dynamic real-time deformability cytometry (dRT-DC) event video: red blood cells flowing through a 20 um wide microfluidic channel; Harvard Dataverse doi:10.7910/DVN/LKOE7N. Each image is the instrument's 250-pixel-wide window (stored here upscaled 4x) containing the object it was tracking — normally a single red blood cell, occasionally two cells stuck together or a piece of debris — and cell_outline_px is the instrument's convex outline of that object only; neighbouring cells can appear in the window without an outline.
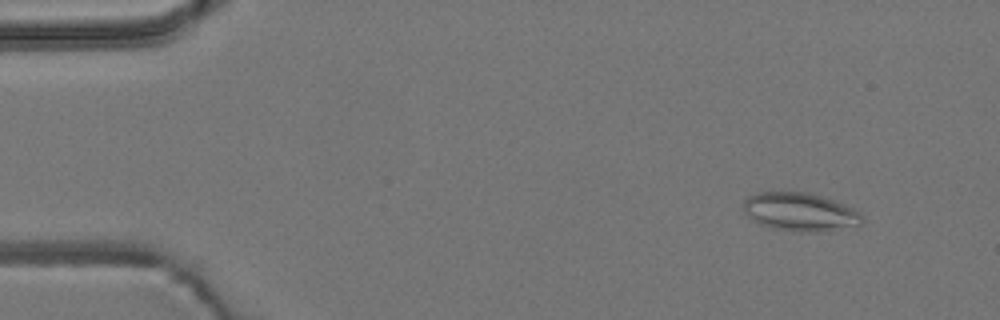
{"species": "common noctule bat (a hibernating species)", "species_latin": "Nyctalus noctula", "temperature_condition": "room temperature", "stored_images_in_passage": 53, "camera_frame_rate_fps": 3000, "um_per_image_px": 0.085, "animal": {"sex": "male", "body_mass_g": 19.2, "forearm_length_mm": 51.8}, "frame": {"image": 1, "passage_image": 5, "time_ms": 1.333, "image_size_px": [1000, 320], "cell_outline_px": [[864, 220], [860, 224], [816, 232], [792, 232], [772, 228], [760, 224], [752, 220], [744, 212], [744, 200], [748, 196], [756, 192], [812, 192], [836, 200], [860, 212], [864, 216]], "centroid_in_image_um": [67.99, 18.0], "position_along_channel_um": 17.0, "area_um2": 26.76}}
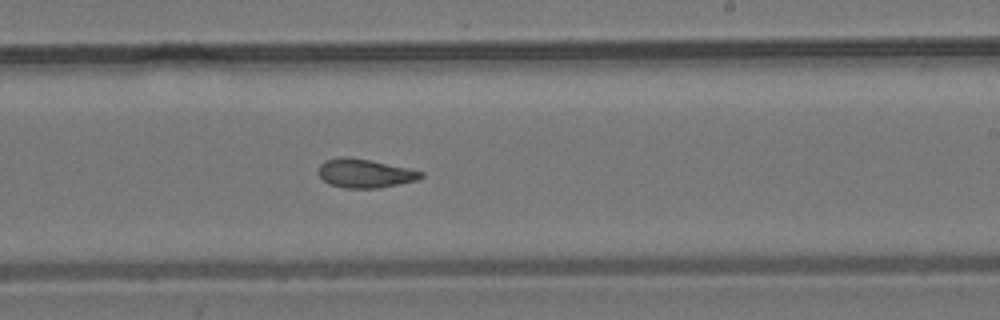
{"frame": {"image": 2, "passage_image": 32, "time_ms": 10.333, "image_size_px": [1000, 320], "cell_outline_px": [[424, 176], [416, 180], [380, 188], [344, 188], [328, 184], [320, 176], [320, 164], [324, 160], [348, 156], [408, 168], [424, 172]], "centroid_in_image_um": [31.02, 14.74], "position_along_channel_um": 258.0, "area_um2": 16.99}}
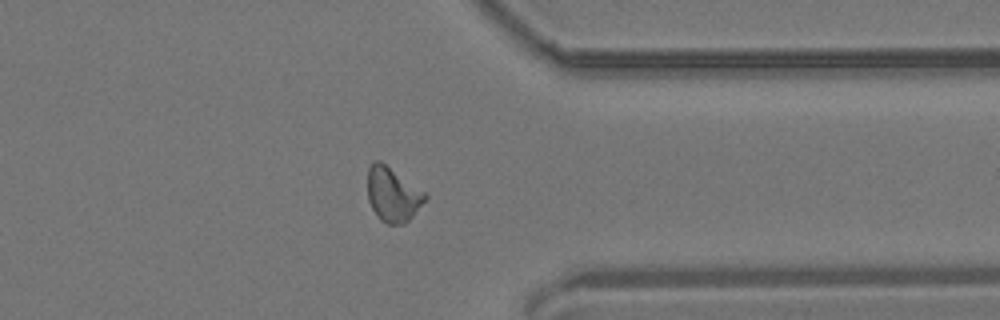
{"frame": {"image": 3, "passage_image": 42, "time_ms": 13.667, "image_size_px": [1000, 320], "cell_outline_px": [[428, 196], [412, 216], [404, 224], [388, 224], [380, 220], [372, 208], [368, 200], [368, 168], [376, 160], [380, 160], [424, 192]], "centroid_in_image_um": [33.36, 16.54], "position_along_channel_um": 378.0, "area_um2": 17.86}, "authors_computed_cell_mechanics": {"area_um2": 17.8602, "velocity_mm_per_s": 3.8154, "shape_relaxation_time_tau1_ms": null, "shape_relaxation_time_tau2_ms": 2.5174, "deformation_change_tau1": null, "deformation_change_tau2": 0.0952}}